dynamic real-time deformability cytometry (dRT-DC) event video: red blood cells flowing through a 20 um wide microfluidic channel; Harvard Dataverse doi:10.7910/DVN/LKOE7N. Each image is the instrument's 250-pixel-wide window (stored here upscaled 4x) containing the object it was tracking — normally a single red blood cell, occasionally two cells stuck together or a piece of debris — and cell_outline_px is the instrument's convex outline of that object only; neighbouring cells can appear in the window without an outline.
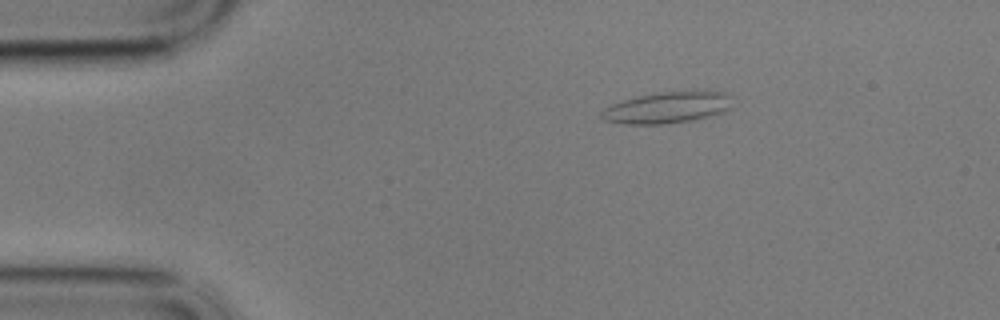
{"species": "common noctule bat (a hibernating species)", "species_latin": "Nyctalus noctula", "temperature_condition": "cold", "stored_images_in_passage": 52, "camera_frame_rate_fps": 3000, "um_per_image_px": 0.085, "animal": {"sex": "male", "body_mass_g": 17.9}, "frame": {"image": 1, "passage_image": 3, "time_ms": 0.667, "image_size_px": [1000, 320], "cell_outline_px": [[732, 96], [728, 108], [724, 112], [712, 116], [696, 120], [664, 124], [628, 124], [604, 120], [600, 116], [600, 112], [604, 108], [612, 104], [624, 100], [656, 92], [696, 88], [704, 88], [724, 92]], "centroid_in_image_um": [56.81, 9.1], "position_along_channel_um": 28.2, "area_um2": 24.8}}
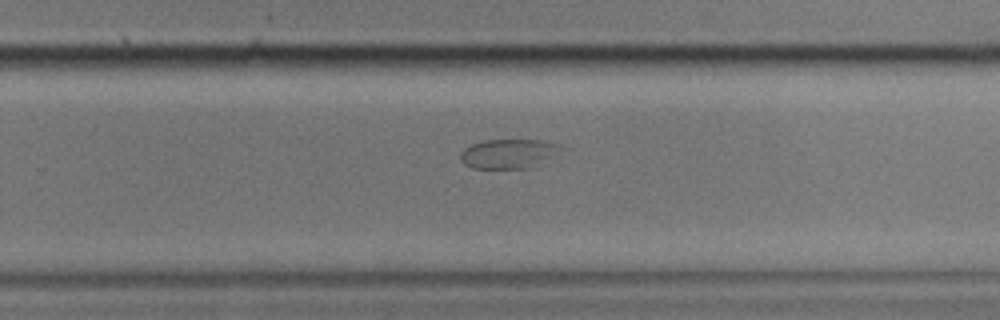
{"frame": {"image": 2, "passage_image": 31, "time_ms": 10.0, "image_size_px": [1000, 320], "cell_outline_px": [[572, 148], [532, 168], [472, 168], [464, 164], [460, 160], [460, 152], [464, 148], [472, 144], [484, 140], [540, 140], [560, 144]], "centroid_in_image_um": [43.36, 13.06], "position_along_channel_um": 286.4, "area_um2": 17.86}}
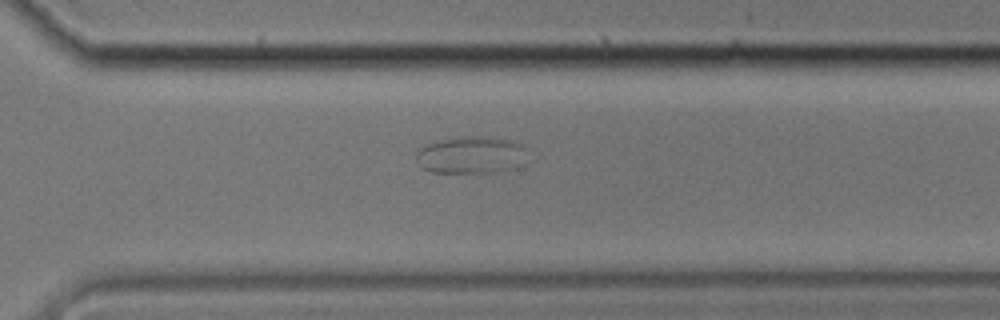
{"frame": {"image": 3, "passage_image": 35, "time_ms": 11.333, "image_size_px": [1000, 320], "cell_outline_px": [[524, 164], [516, 168], [500, 172], [432, 172], [420, 168], [416, 160], [416, 152], [420, 148], [428, 144], [440, 140], [472, 136], [480, 136], [512, 140], [524, 144]], "centroid_in_image_um": [40.05, 13.19], "position_along_channel_um": 330.5, "area_um2": 24.16}}